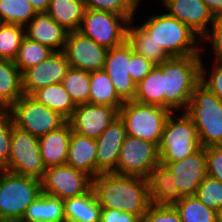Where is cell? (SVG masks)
<instances>
[{
  "mask_svg": "<svg viewBox=\"0 0 222 222\" xmlns=\"http://www.w3.org/2000/svg\"><path fill=\"white\" fill-rule=\"evenodd\" d=\"M92 189L102 208L118 209L141 219L151 205L147 178L101 173L92 179Z\"/></svg>",
  "mask_w": 222,
  "mask_h": 222,
  "instance_id": "cell-1",
  "label": "cell"
},
{
  "mask_svg": "<svg viewBox=\"0 0 222 222\" xmlns=\"http://www.w3.org/2000/svg\"><path fill=\"white\" fill-rule=\"evenodd\" d=\"M201 56L171 57L162 63L164 108L186 111L194 88L200 83Z\"/></svg>",
  "mask_w": 222,
  "mask_h": 222,
  "instance_id": "cell-2",
  "label": "cell"
},
{
  "mask_svg": "<svg viewBox=\"0 0 222 222\" xmlns=\"http://www.w3.org/2000/svg\"><path fill=\"white\" fill-rule=\"evenodd\" d=\"M185 113L192 119L201 147L222 146V100L199 83Z\"/></svg>",
  "mask_w": 222,
  "mask_h": 222,
  "instance_id": "cell-3",
  "label": "cell"
},
{
  "mask_svg": "<svg viewBox=\"0 0 222 222\" xmlns=\"http://www.w3.org/2000/svg\"><path fill=\"white\" fill-rule=\"evenodd\" d=\"M142 26L170 57L200 55L199 35L168 13L152 15Z\"/></svg>",
  "mask_w": 222,
  "mask_h": 222,
  "instance_id": "cell-4",
  "label": "cell"
},
{
  "mask_svg": "<svg viewBox=\"0 0 222 222\" xmlns=\"http://www.w3.org/2000/svg\"><path fill=\"white\" fill-rule=\"evenodd\" d=\"M41 192L40 180L0 169V222H20Z\"/></svg>",
  "mask_w": 222,
  "mask_h": 222,
  "instance_id": "cell-5",
  "label": "cell"
},
{
  "mask_svg": "<svg viewBox=\"0 0 222 222\" xmlns=\"http://www.w3.org/2000/svg\"><path fill=\"white\" fill-rule=\"evenodd\" d=\"M201 148L197 129L192 119L183 112L175 120L173 112L168 116L160 144L158 146L160 163L183 160Z\"/></svg>",
  "mask_w": 222,
  "mask_h": 222,
  "instance_id": "cell-6",
  "label": "cell"
},
{
  "mask_svg": "<svg viewBox=\"0 0 222 222\" xmlns=\"http://www.w3.org/2000/svg\"><path fill=\"white\" fill-rule=\"evenodd\" d=\"M171 114L160 106L124 101L119 117L124 122L127 135L148 140L159 146L165 122Z\"/></svg>",
  "mask_w": 222,
  "mask_h": 222,
  "instance_id": "cell-7",
  "label": "cell"
},
{
  "mask_svg": "<svg viewBox=\"0 0 222 222\" xmlns=\"http://www.w3.org/2000/svg\"><path fill=\"white\" fill-rule=\"evenodd\" d=\"M14 126L41 137L63 126L67 119L31 95H23L9 109Z\"/></svg>",
  "mask_w": 222,
  "mask_h": 222,
  "instance_id": "cell-8",
  "label": "cell"
},
{
  "mask_svg": "<svg viewBox=\"0 0 222 222\" xmlns=\"http://www.w3.org/2000/svg\"><path fill=\"white\" fill-rule=\"evenodd\" d=\"M3 170L41 180L46 168L40 156L39 137L13 124L10 154Z\"/></svg>",
  "mask_w": 222,
  "mask_h": 222,
  "instance_id": "cell-9",
  "label": "cell"
},
{
  "mask_svg": "<svg viewBox=\"0 0 222 222\" xmlns=\"http://www.w3.org/2000/svg\"><path fill=\"white\" fill-rule=\"evenodd\" d=\"M129 21L126 16L107 11L86 9L78 31L97 44L111 49L122 45L126 41Z\"/></svg>",
  "mask_w": 222,
  "mask_h": 222,
  "instance_id": "cell-10",
  "label": "cell"
},
{
  "mask_svg": "<svg viewBox=\"0 0 222 222\" xmlns=\"http://www.w3.org/2000/svg\"><path fill=\"white\" fill-rule=\"evenodd\" d=\"M159 163L158 146L155 143L127 135L120 149L116 174L147 178Z\"/></svg>",
  "mask_w": 222,
  "mask_h": 222,
  "instance_id": "cell-11",
  "label": "cell"
},
{
  "mask_svg": "<svg viewBox=\"0 0 222 222\" xmlns=\"http://www.w3.org/2000/svg\"><path fill=\"white\" fill-rule=\"evenodd\" d=\"M92 177L67 164L46 168L41 181L43 193L61 200L77 197L92 188Z\"/></svg>",
  "mask_w": 222,
  "mask_h": 222,
  "instance_id": "cell-12",
  "label": "cell"
},
{
  "mask_svg": "<svg viewBox=\"0 0 222 222\" xmlns=\"http://www.w3.org/2000/svg\"><path fill=\"white\" fill-rule=\"evenodd\" d=\"M107 50L81 32L72 31L62 52L71 68L93 72L103 70Z\"/></svg>",
  "mask_w": 222,
  "mask_h": 222,
  "instance_id": "cell-13",
  "label": "cell"
},
{
  "mask_svg": "<svg viewBox=\"0 0 222 222\" xmlns=\"http://www.w3.org/2000/svg\"><path fill=\"white\" fill-rule=\"evenodd\" d=\"M119 117L115 107L98 104H79L67 119L72 131L97 139Z\"/></svg>",
  "mask_w": 222,
  "mask_h": 222,
  "instance_id": "cell-14",
  "label": "cell"
},
{
  "mask_svg": "<svg viewBox=\"0 0 222 222\" xmlns=\"http://www.w3.org/2000/svg\"><path fill=\"white\" fill-rule=\"evenodd\" d=\"M70 68L62 51H54L48 58L22 73L24 95H32L38 89L62 82Z\"/></svg>",
  "mask_w": 222,
  "mask_h": 222,
  "instance_id": "cell-15",
  "label": "cell"
},
{
  "mask_svg": "<svg viewBox=\"0 0 222 222\" xmlns=\"http://www.w3.org/2000/svg\"><path fill=\"white\" fill-rule=\"evenodd\" d=\"M160 164L165 165L170 170L175 185L183 197L195 196L197 188L207 176L204 147H201L197 152L183 160Z\"/></svg>",
  "mask_w": 222,
  "mask_h": 222,
  "instance_id": "cell-16",
  "label": "cell"
},
{
  "mask_svg": "<svg viewBox=\"0 0 222 222\" xmlns=\"http://www.w3.org/2000/svg\"><path fill=\"white\" fill-rule=\"evenodd\" d=\"M103 70L108 74L116 93L123 101L134 100L136 83L128 73L130 72V45L127 41L107 50Z\"/></svg>",
  "mask_w": 222,
  "mask_h": 222,
  "instance_id": "cell-17",
  "label": "cell"
},
{
  "mask_svg": "<svg viewBox=\"0 0 222 222\" xmlns=\"http://www.w3.org/2000/svg\"><path fill=\"white\" fill-rule=\"evenodd\" d=\"M126 136L125 124L118 117L96 139V177L101 173H116L120 149Z\"/></svg>",
  "mask_w": 222,
  "mask_h": 222,
  "instance_id": "cell-18",
  "label": "cell"
},
{
  "mask_svg": "<svg viewBox=\"0 0 222 222\" xmlns=\"http://www.w3.org/2000/svg\"><path fill=\"white\" fill-rule=\"evenodd\" d=\"M162 3L170 16L189 26L200 39L208 33L207 27L212 23L213 15L202 0H164Z\"/></svg>",
  "mask_w": 222,
  "mask_h": 222,
  "instance_id": "cell-19",
  "label": "cell"
},
{
  "mask_svg": "<svg viewBox=\"0 0 222 222\" xmlns=\"http://www.w3.org/2000/svg\"><path fill=\"white\" fill-rule=\"evenodd\" d=\"M68 34L69 31L47 13H37L25 26L26 37L50 47L53 51L63 50Z\"/></svg>",
  "mask_w": 222,
  "mask_h": 222,
  "instance_id": "cell-20",
  "label": "cell"
},
{
  "mask_svg": "<svg viewBox=\"0 0 222 222\" xmlns=\"http://www.w3.org/2000/svg\"><path fill=\"white\" fill-rule=\"evenodd\" d=\"M71 126L66 122L59 129L39 137L40 156L45 168L66 164Z\"/></svg>",
  "mask_w": 222,
  "mask_h": 222,
  "instance_id": "cell-21",
  "label": "cell"
},
{
  "mask_svg": "<svg viewBox=\"0 0 222 222\" xmlns=\"http://www.w3.org/2000/svg\"><path fill=\"white\" fill-rule=\"evenodd\" d=\"M151 204L174 206L183 199L170 170L157 164L147 177Z\"/></svg>",
  "mask_w": 222,
  "mask_h": 222,
  "instance_id": "cell-22",
  "label": "cell"
},
{
  "mask_svg": "<svg viewBox=\"0 0 222 222\" xmlns=\"http://www.w3.org/2000/svg\"><path fill=\"white\" fill-rule=\"evenodd\" d=\"M96 158V139L88 138L72 131L66 164L95 178Z\"/></svg>",
  "mask_w": 222,
  "mask_h": 222,
  "instance_id": "cell-23",
  "label": "cell"
},
{
  "mask_svg": "<svg viewBox=\"0 0 222 222\" xmlns=\"http://www.w3.org/2000/svg\"><path fill=\"white\" fill-rule=\"evenodd\" d=\"M20 222H65L64 201L41 192L28 206Z\"/></svg>",
  "mask_w": 222,
  "mask_h": 222,
  "instance_id": "cell-24",
  "label": "cell"
},
{
  "mask_svg": "<svg viewBox=\"0 0 222 222\" xmlns=\"http://www.w3.org/2000/svg\"><path fill=\"white\" fill-rule=\"evenodd\" d=\"M101 210L92 188L83 195L64 200L65 222H100Z\"/></svg>",
  "mask_w": 222,
  "mask_h": 222,
  "instance_id": "cell-25",
  "label": "cell"
},
{
  "mask_svg": "<svg viewBox=\"0 0 222 222\" xmlns=\"http://www.w3.org/2000/svg\"><path fill=\"white\" fill-rule=\"evenodd\" d=\"M132 22L133 19L129 21L127 27L126 41L134 52L144 56L155 65H160L171 58L162 47L156 44L151 34L142 25L132 27L134 25Z\"/></svg>",
  "mask_w": 222,
  "mask_h": 222,
  "instance_id": "cell-26",
  "label": "cell"
},
{
  "mask_svg": "<svg viewBox=\"0 0 222 222\" xmlns=\"http://www.w3.org/2000/svg\"><path fill=\"white\" fill-rule=\"evenodd\" d=\"M23 95L22 73L14 61L0 59V109H9Z\"/></svg>",
  "mask_w": 222,
  "mask_h": 222,
  "instance_id": "cell-27",
  "label": "cell"
},
{
  "mask_svg": "<svg viewBox=\"0 0 222 222\" xmlns=\"http://www.w3.org/2000/svg\"><path fill=\"white\" fill-rule=\"evenodd\" d=\"M85 11L83 0H50L46 13L67 31L72 32L80 29Z\"/></svg>",
  "mask_w": 222,
  "mask_h": 222,
  "instance_id": "cell-28",
  "label": "cell"
},
{
  "mask_svg": "<svg viewBox=\"0 0 222 222\" xmlns=\"http://www.w3.org/2000/svg\"><path fill=\"white\" fill-rule=\"evenodd\" d=\"M31 96L47 108L59 112L66 119L77 107L61 82L42 87Z\"/></svg>",
  "mask_w": 222,
  "mask_h": 222,
  "instance_id": "cell-29",
  "label": "cell"
},
{
  "mask_svg": "<svg viewBox=\"0 0 222 222\" xmlns=\"http://www.w3.org/2000/svg\"><path fill=\"white\" fill-rule=\"evenodd\" d=\"M90 104L107 105L118 110L124 101L115 91L114 84L104 70L90 72Z\"/></svg>",
  "mask_w": 222,
  "mask_h": 222,
  "instance_id": "cell-30",
  "label": "cell"
},
{
  "mask_svg": "<svg viewBox=\"0 0 222 222\" xmlns=\"http://www.w3.org/2000/svg\"><path fill=\"white\" fill-rule=\"evenodd\" d=\"M135 102L164 108L162 63L155 65L151 72L136 84Z\"/></svg>",
  "mask_w": 222,
  "mask_h": 222,
  "instance_id": "cell-31",
  "label": "cell"
},
{
  "mask_svg": "<svg viewBox=\"0 0 222 222\" xmlns=\"http://www.w3.org/2000/svg\"><path fill=\"white\" fill-rule=\"evenodd\" d=\"M53 52L50 47L24 36L14 63L23 73L26 69L44 61Z\"/></svg>",
  "mask_w": 222,
  "mask_h": 222,
  "instance_id": "cell-32",
  "label": "cell"
},
{
  "mask_svg": "<svg viewBox=\"0 0 222 222\" xmlns=\"http://www.w3.org/2000/svg\"><path fill=\"white\" fill-rule=\"evenodd\" d=\"M61 83L76 105L89 103L90 72L70 67Z\"/></svg>",
  "mask_w": 222,
  "mask_h": 222,
  "instance_id": "cell-33",
  "label": "cell"
},
{
  "mask_svg": "<svg viewBox=\"0 0 222 222\" xmlns=\"http://www.w3.org/2000/svg\"><path fill=\"white\" fill-rule=\"evenodd\" d=\"M37 14L29 0H0L3 23L26 26Z\"/></svg>",
  "mask_w": 222,
  "mask_h": 222,
  "instance_id": "cell-34",
  "label": "cell"
},
{
  "mask_svg": "<svg viewBox=\"0 0 222 222\" xmlns=\"http://www.w3.org/2000/svg\"><path fill=\"white\" fill-rule=\"evenodd\" d=\"M174 207L182 222H216L215 210L205 206L196 196H185Z\"/></svg>",
  "mask_w": 222,
  "mask_h": 222,
  "instance_id": "cell-35",
  "label": "cell"
},
{
  "mask_svg": "<svg viewBox=\"0 0 222 222\" xmlns=\"http://www.w3.org/2000/svg\"><path fill=\"white\" fill-rule=\"evenodd\" d=\"M24 28V26L10 23H4L0 27V59L15 60L25 36Z\"/></svg>",
  "mask_w": 222,
  "mask_h": 222,
  "instance_id": "cell-36",
  "label": "cell"
},
{
  "mask_svg": "<svg viewBox=\"0 0 222 222\" xmlns=\"http://www.w3.org/2000/svg\"><path fill=\"white\" fill-rule=\"evenodd\" d=\"M86 9L107 11L134 19L141 0H83Z\"/></svg>",
  "mask_w": 222,
  "mask_h": 222,
  "instance_id": "cell-37",
  "label": "cell"
},
{
  "mask_svg": "<svg viewBox=\"0 0 222 222\" xmlns=\"http://www.w3.org/2000/svg\"><path fill=\"white\" fill-rule=\"evenodd\" d=\"M195 196L205 206L216 211L222 206V183L206 176L197 188Z\"/></svg>",
  "mask_w": 222,
  "mask_h": 222,
  "instance_id": "cell-38",
  "label": "cell"
},
{
  "mask_svg": "<svg viewBox=\"0 0 222 222\" xmlns=\"http://www.w3.org/2000/svg\"><path fill=\"white\" fill-rule=\"evenodd\" d=\"M13 120L8 109H0V169L8 162Z\"/></svg>",
  "mask_w": 222,
  "mask_h": 222,
  "instance_id": "cell-39",
  "label": "cell"
},
{
  "mask_svg": "<svg viewBox=\"0 0 222 222\" xmlns=\"http://www.w3.org/2000/svg\"><path fill=\"white\" fill-rule=\"evenodd\" d=\"M142 222H182L174 206L151 204L142 217Z\"/></svg>",
  "mask_w": 222,
  "mask_h": 222,
  "instance_id": "cell-40",
  "label": "cell"
},
{
  "mask_svg": "<svg viewBox=\"0 0 222 222\" xmlns=\"http://www.w3.org/2000/svg\"><path fill=\"white\" fill-rule=\"evenodd\" d=\"M209 79L206 77L204 64L200 66V83L222 100V61H214Z\"/></svg>",
  "mask_w": 222,
  "mask_h": 222,
  "instance_id": "cell-41",
  "label": "cell"
},
{
  "mask_svg": "<svg viewBox=\"0 0 222 222\" xmlns=\"http://www.w3.org/2000/svg\"><path fill=\"white\" fill-rule=\"evenodd\" d=\"M154 67L155 64L134 52L130 46V72L128 73L136 84L142 81Z\"/></svg>",
  "mask_w": 222,
  "mask_h": 222,
  "instance_id": "cell-42",
  "label": "cell"
},
{
  "mask_svg": "<svg viewBox=\"0 0 222 222\" xmlns=\"http://www.w3.org/2000/svg\"><path fill=\"white\" fill-rule=\"evenodd\" d=\"M207 176L222 183V146L205 148Z\"/></svg>",
  "mask_w": 222,
  "mask_h": 222,
  "instance_id": "cell-43",
  "label": "cell"
},
{
  "mask_svg": "<svg viewBox=\"0 0 222 222\" xmlns=\"http://www.w3.org/2000/svg\"><path fill=\"white\" fill-rule=\"evenodd\" d=\"M211 30L212 31H208V33H206L203 38H201V40L208 41L210 39V44L213 47L212 50L216 55L215 61H222V15H217L213 17Z\"/></svg>",
  "mask_w": 222,
  "mask_h": 222,
  "instance_id": "cell-44",
  "label": "cell"
},
{
  "mask_svg": "<svg viewBox=\"0 0 222 222\" xmlns=\"http://www.w3.org/2000/svg\"><path fill=\"white\" fill-rule=\"evenodd\" d=\"M100 222H142V219L118 209L102 208Z\"/></svg>",
  "mask_w": 222,
  "mask_h": 222,
  "instance_id": "cell-45",
  "label": "cell"
},
{
  "mask_svg": "<svg viewBox=\"0 0 222 222\" xmlns=\"http://www.w3.org/2000/svg\"><path fill=\"white\" fill-rule=\"evenodd\" d=\"M209 12L214 16L222 15V0H202Z\"/></svg>",
  "mask_w": 222,
  "mask_h": 222,
  "instance_id": "cell-46",
  "label": "cell"
},
{
  "mask_svg": "<svg viewBox=\"0 0 222 222\" xmlns=\"http://www.w3.org/2000/svg\"><path fill=\"white\" fill-rule=\"evenodd\" d=\"M37 13H46L48 11L50 0H29Z\"/></svg>",
  "mask_w": 222,
  "mask_h": 222,
  "instance_id": "cell-47",
  "label": "cell"
},
{
  "mask_svg": "<svg viewBox=\"0 0 222 222\" xmlns=\"http://www.w3.org/2000/svg\"><path fill=\"white\" fill-rule=\"evenodd\" d=\"M216 222H222V206L215 211Z\"/></svg>",
  "mask_w": 222,
  "mask_h": 222,
  "instance_id": "cell-48",
  "label": "cell"
},
{
  "mask_svg": "<svg viewBox=\"0 0 222 222\" xmlns=\"http://www.w3.org/2000/svg\"><path fill=\"white\" fill-rule=\"evenodd\" d=\"M4 23H3V21H2V19H1V17H0V27L3 25Z\"/></svg>",
  "mask_w": 222,
  "mask_h": 222,
  "instance_id": "cell-49",
  "label": "cell"
}]
</instances>
